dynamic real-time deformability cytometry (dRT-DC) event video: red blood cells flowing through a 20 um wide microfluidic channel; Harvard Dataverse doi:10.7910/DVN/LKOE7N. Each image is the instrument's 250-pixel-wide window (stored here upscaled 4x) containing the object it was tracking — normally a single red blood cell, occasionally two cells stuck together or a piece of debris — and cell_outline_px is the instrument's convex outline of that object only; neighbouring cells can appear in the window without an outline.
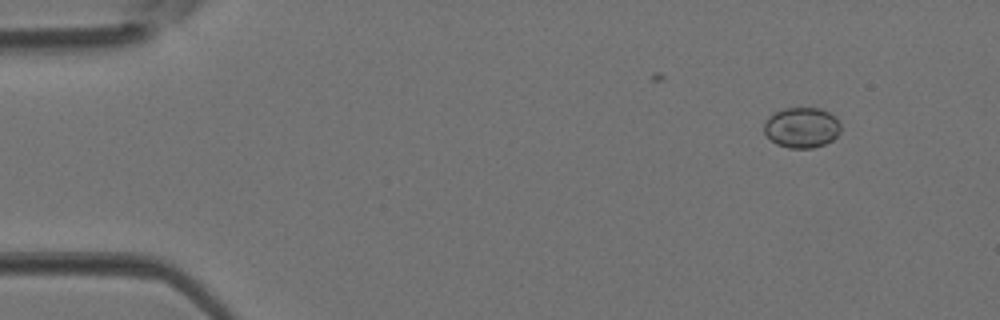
{"species": "Egyptian fruit bat (a non-hibernating species)", "species_latin": "Rousettus aegyptiacus", "temperature_condition": "room temperature", "stored_images_in_passage": 5, "camera_frame_rate_fps": 3000, "um_per_image_px": 0.085, "animal": {"sex": "female"}, "frame": {"image": 1, "passage_image": 2, "time_ms": 0.333, "image_size_px": [1000, 320], "cell_outline_px": [[840, 132], [832, 140], [824, 144], [812, 148], [788, 148], [776, 144], [764, 132], [764, 124], [768, 116], [784, 108], [820, 108], [828, 112], [840, 124]], "centroid_in_image_um": [68.13, 10.85], "position_along_channel_um": 16.9, "area_um2": 17.92}}
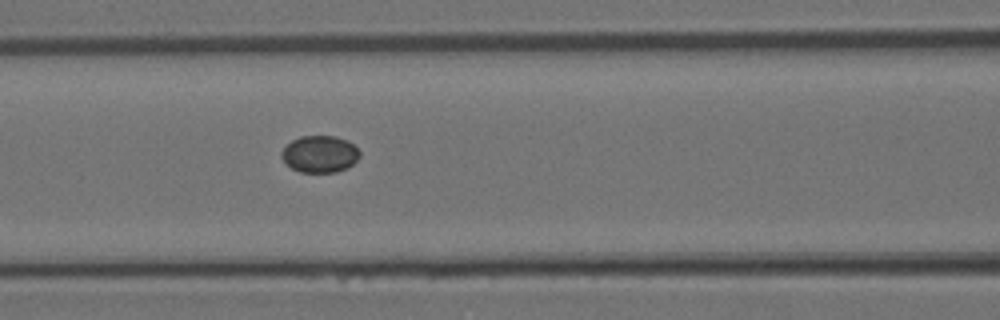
{"frame": {"image": 2, "passage_image": 5, "time_ms": 1.333, "image_size_px": [1000, 320], "cell_outline_px": [[360, 156], [348, 168], [336, 172], [300, 172], [292, 168], [280, 156], [280, 152], [292, 140], [300, 136], [336, 136], [348, 140], [360, 152]], "centroid_in_image_um": [27.19, 13.09], "position_along_channel_um": 139.4, "area_um2": 16.76}}